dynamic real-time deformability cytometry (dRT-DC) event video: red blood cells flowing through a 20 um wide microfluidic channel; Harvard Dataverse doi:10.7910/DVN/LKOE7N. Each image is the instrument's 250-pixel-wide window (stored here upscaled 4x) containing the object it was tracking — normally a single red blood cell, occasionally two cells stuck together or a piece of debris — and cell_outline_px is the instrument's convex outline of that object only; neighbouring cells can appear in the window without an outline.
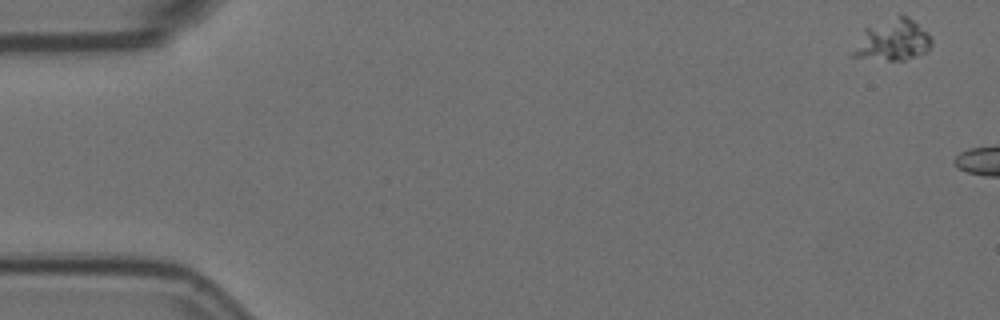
{"species": "Egyptian fruit bat (a non-hibernating species)", "species_latin": "Rousettus aegyptiacus", "temperature_condition": "room temperature", "stored_images_in_passage": 21, "camera_frame_rate_fps": 3000, "um_per_image_px": 0.085, "animal": {"sex": "female"}, "frame": {"image": 1, "passage_image": 1, "time_ms": 0.0, "image_size_px": [1000, 320], "cell_outline_px": [[932, 44], [928, 52], [904, 60], [888, 60], [848, 56], [848, 52], [864, 28], [900, 12], [908, 16], [932, 40]], "centroid_in_image_um": [75.79, 3.4], "position_along_channel_um": 9.2, "area_um2": 19.31}}
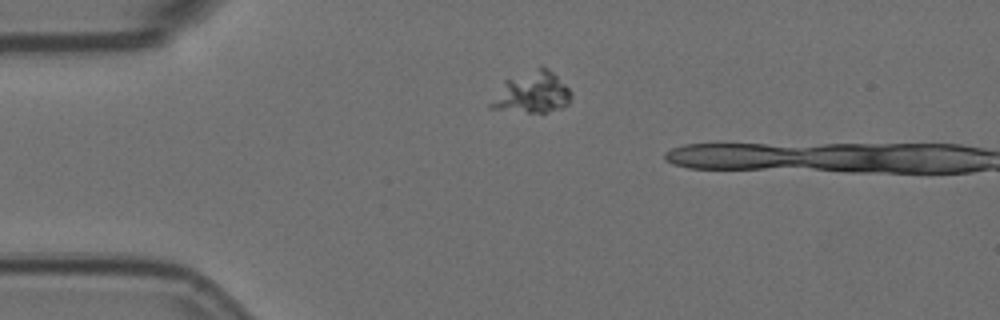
{"frame": {"image": 2, "passage_image": 13, "time_ms": 4.0, "image_size_px": [1000, 320], "cell_outline_px": [[572, 96], [568, 104], [560, 108], [548, 112], [528, 112], [488, 108], [488, 104], [504, 80], [540, 68], [548, 68], [572, 92]], "centroid_in_image_um": [45.21, 7.9], "position_along_channel_um": 39.8, "area_um2": 18.84}}
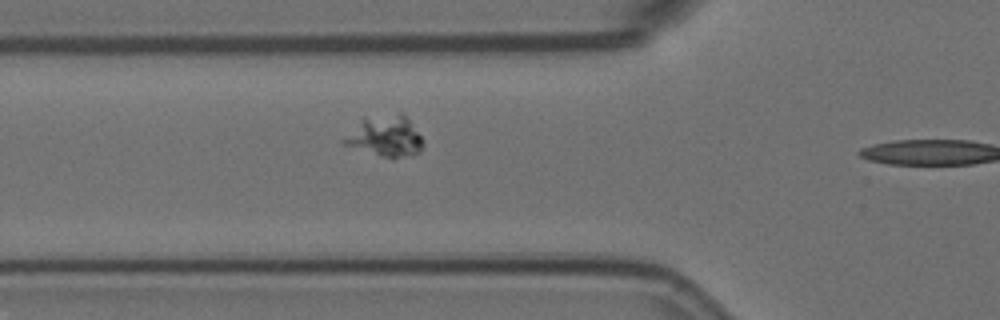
{"frame": {"image": 3, "passage_image": 20, "time_ms": 6.333, "image_size_px": [1000, 320], "cell_outline_px": [[424, 144], [420, 152], [396, 156], [388, 156], [344, 144], [340, 140], [364, 116], [400, 112], [408, 120], [420, 136]], "centroid_in_image_um": [32.71, 11.5], "position_along_channel_um": 93.1, "area_um2": 18.09}}